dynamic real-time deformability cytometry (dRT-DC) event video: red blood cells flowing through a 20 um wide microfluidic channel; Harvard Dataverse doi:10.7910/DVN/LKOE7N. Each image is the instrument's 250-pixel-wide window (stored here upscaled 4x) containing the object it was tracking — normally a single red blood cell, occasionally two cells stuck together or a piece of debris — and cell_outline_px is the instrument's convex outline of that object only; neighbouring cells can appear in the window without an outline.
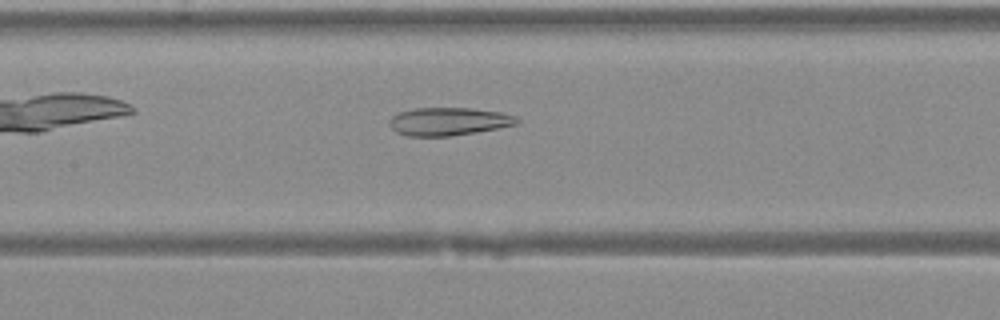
{"species": "Egyptian fruit bat (a non-hibernating species)", "species_latin": "Rousettus aegyptiacus", "temperature_condition": "warm", "stored_images_in_passage": 30, "camera_frame_rate_fps": 3000, "um_per_image_px": 0.085, "animal": {"sex": "female"}, "frame": {"image": 1, "passage_image": 9, "time_ms": 2.667, "image_size_px": [1000, 320], "cell_outline_px": [[520, 120], [516, 124], [496, 128], [452, 136], [408, 136], [396, 132], [388, 124], [388, 120], [392, 116], [400, 112], [416, 108], [468, 108], [500, 112], [516, 116]], "centroid_in_image_um": [38.09, 10.32], "position_along_channel_um": 169.3, "area_um2": 20.63}}
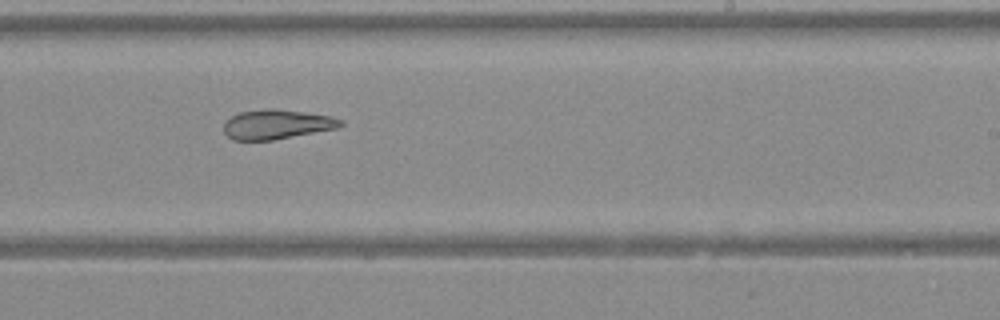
{"frame": {"image": 2, "passage_image": 15, "time_ms": 4.667, "image_size_px": [1000, 320], "cell_outline_px": [[344, 124], [336, 128], [272, 140], [232, 140], [224, 132], [224, 124], [232, 116], [240, 112], [264, 108], [276, 108], [304, 112], [328, 116], [340, 120]], "centroid_in_image_um": [23.48, 10.56], "position_along_channel_um": 265.5, "area_um2": 19.83}}
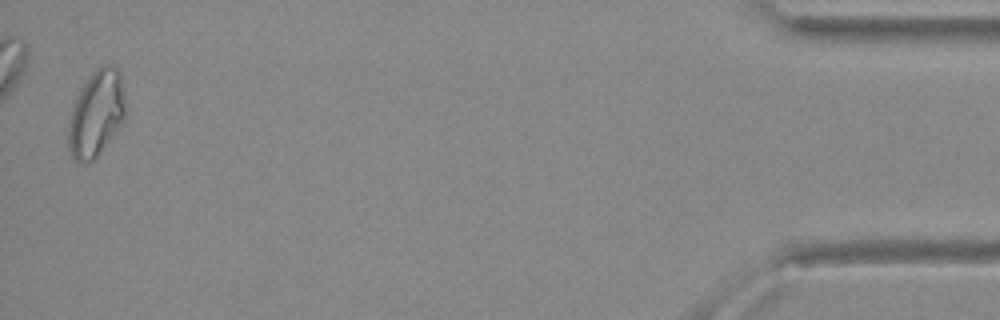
{"frame": {"image": 3, "passage_image": 30, "time_ms": 9.667, "image_size_px": [1000, 320], "cell_outline_px": [[128, 108], [124, 120], [100, 152], [92, 160], [76, 160], [72, 156], [68, 148], [68, 128], [72, 112], [80, 88], [92, 72], [100, 64], [104, 64], [116, 68], [120, 72]], "centroid_in_image_um": [8.23, 9.59], "position_along_channel_um": 427.0, "area_um2": 28.44}}